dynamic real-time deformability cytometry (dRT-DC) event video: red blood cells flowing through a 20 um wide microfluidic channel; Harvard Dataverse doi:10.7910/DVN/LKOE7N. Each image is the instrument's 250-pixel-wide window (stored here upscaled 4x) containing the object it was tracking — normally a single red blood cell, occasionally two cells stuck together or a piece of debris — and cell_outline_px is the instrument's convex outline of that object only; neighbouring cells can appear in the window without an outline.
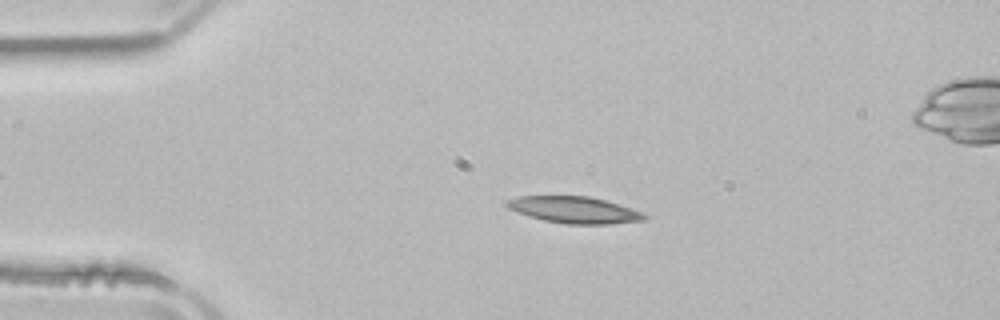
{"species": "common noctule bat (a hibernating species)", "species_latin": "Nyctalus noctula", "temperature_condition": "room temperature", "stored_images_in_passage": 4, "camera_frame_rate_fps": 3000, "um_per_image_px": 0.085, "animal": {"sex": "male", "body_mass_g": 21.5, "forearm_length_mm": 52.0}, "frame": {"image": 1, "passage_image": 2, "time_ms": 1.333, "image_size_px": [1000, 320], "cell_outline_px": [[648, 216], [644, 220], [612, 224], [568, 224], [544, 220], [508, 208], [504, 204], [504, 200], [516, 196], [588, 196], [604, 200], [632, 208], [644, 212]], "centroid_in_image_um": [48.83, 17.83], "position_along_channel_um": 36.2, "area_um2": 21.27}}